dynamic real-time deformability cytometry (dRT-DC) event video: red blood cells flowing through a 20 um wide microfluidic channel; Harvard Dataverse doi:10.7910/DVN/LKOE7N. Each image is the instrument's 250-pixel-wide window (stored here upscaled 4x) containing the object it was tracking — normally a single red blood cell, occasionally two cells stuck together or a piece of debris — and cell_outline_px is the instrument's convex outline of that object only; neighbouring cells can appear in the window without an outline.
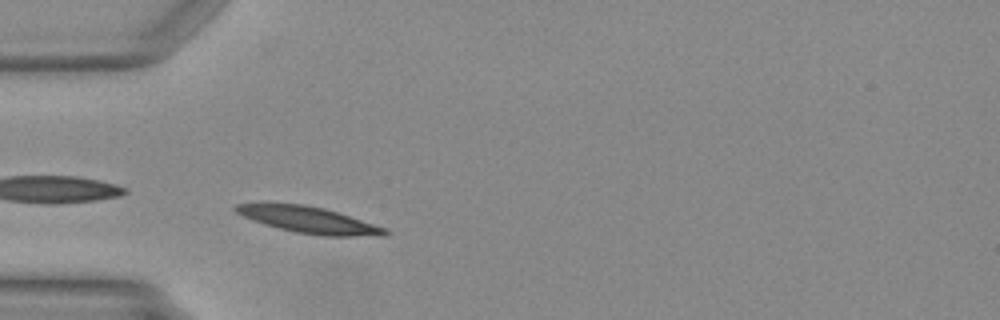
{"species": "Egyptian fruit bat (a non-hibernating species)", "species_latin": "Rousettus aegyptiacus", "temperature_condition": "warm", "stored_images_in_passage": 35, "camera_frame_rate_fps": 3000, "um_per_image_px": 0.085, "animal": {"sex": "female"}, "frame": {"image": 1, "passage_image": 1, "time_ms": 0.0, "image_size_px": [1000, 320], "cell_outline_px": [[392, 232], [384, 236], [320, 236], [296, 232], [264, 224], [252, 220], [236, 212], [232, 208], [236, 204], [304, 204], [324, 208], [384, 228]], "centroid_in_image_um": [26.26, 18.71], "position_along_channel_um": 58.7, "area_um2": 22.48}}
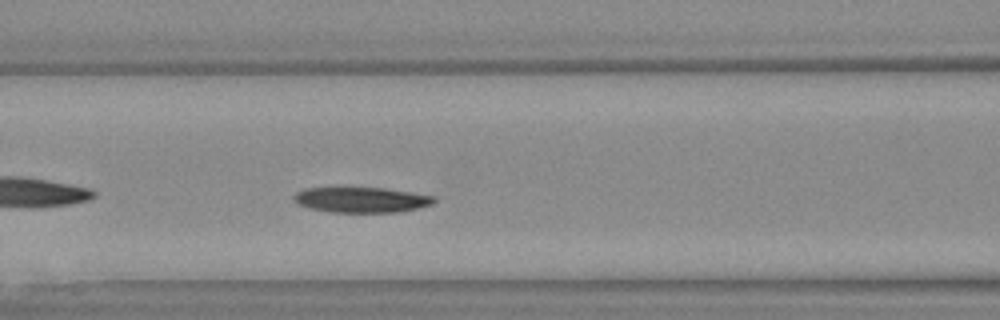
{"frame": {"image": 2, "passage_image": 7, "time_ms": 2.0, "image_size_px": [1000, 320], "cell_outline_px": [[436, 200], [432, 204], [416, 208], [396, 212], [332, 212], [308, 208], [296, 204], [292, 200], [292, 196], [296, 192], [304, 188], [384, 188], [436, 196]], "centroid_in_image_um": [30.66, 16.98], "position_along_channel_um": 135.9, "area_um2": 20.75}}
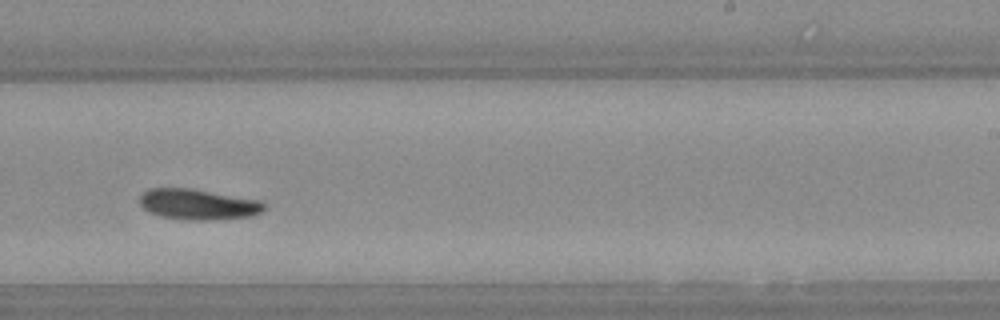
{"frame": {"image": 3, "passage_image": 17, "time_ms": 5.333, "image_size_px": [1000, 320], "cell_outline_px": [[264, 208], [260, 212], [252, 216], [216, 220], [184, 220], [160, 216], [148, 212], [140, 204], [140, 196], [148, 188], [192, 188], [264, 200]], "centroid_in_image_um": [16.86, 17.37], "position_along_channel_um": 272.1, "area_um2": 22.6}}